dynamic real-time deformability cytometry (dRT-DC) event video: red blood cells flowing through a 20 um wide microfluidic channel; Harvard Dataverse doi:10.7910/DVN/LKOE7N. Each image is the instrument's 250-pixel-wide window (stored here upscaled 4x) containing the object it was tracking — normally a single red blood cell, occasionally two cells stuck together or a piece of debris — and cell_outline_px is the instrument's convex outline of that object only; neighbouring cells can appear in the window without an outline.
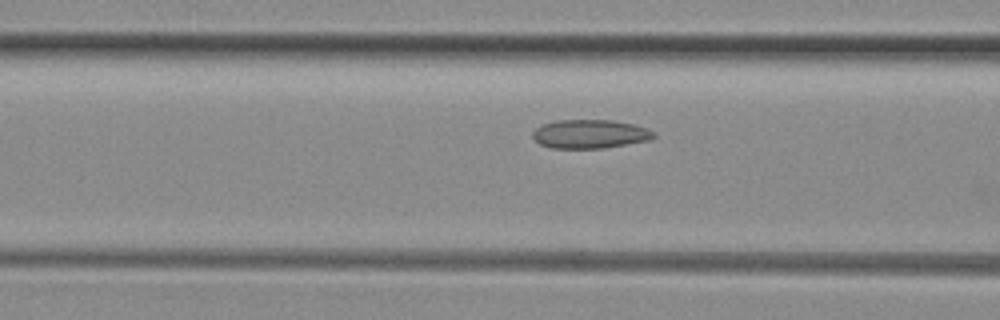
{"species": "common noctule bat (a hibernating species)", "species_latin": "Nyctalus noctula", "temperature_condition": "room temperature", "stored_images_in_passage": 8, "camera_frame_rate_fps": 3000, "um_per_image_px": 0.085, "animal": {"sex": "female", "body_mass_g": 29.2, "forearm_length_mm": 56.3}, "frame": {"image": 1, "passage_image": 6, "time_ms": 1.667, "image_size_px": [1000, 320], "cell_outline_px": [[656, 136], [652, 140], [604, 148], [552, 148], [540, 144], [532, 136], [532, 132], [540, 124], [556, 120], [612, 120], [632, 124], [648, 128], [656, 132]], "centroid_in_image_um": [50.17, 11.39], "position_along_channel_um": 116.4, "area_um2": 20.52}}